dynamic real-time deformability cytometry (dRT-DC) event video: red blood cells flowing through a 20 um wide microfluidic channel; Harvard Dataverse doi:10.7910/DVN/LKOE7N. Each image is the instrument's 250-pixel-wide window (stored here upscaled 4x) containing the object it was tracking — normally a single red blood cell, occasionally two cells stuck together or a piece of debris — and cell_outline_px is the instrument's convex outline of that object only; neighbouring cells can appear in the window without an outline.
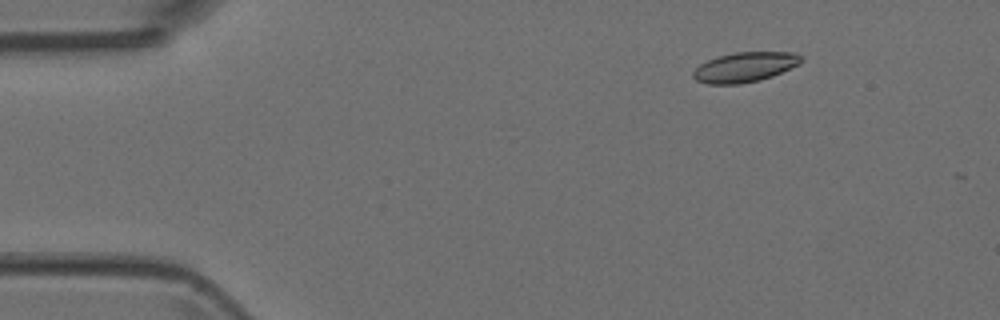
{"species": "Egyptian fruit bat (a non-hibernating species)", "species_latin": "Rousettus aegyptiacus", "temperature_condition": "room temperature", "stored_images_in_passage": 3, "camera_frame_rate_fps": 3000, "um_per_image_px": 0.085, "animal": {"sex": "female"}, "frame": {"image": 1, "passage_image": 1, "time_ms": 0.0, "image_size_px": [1000, 320], "cell_outline_px": [[800, 64], [772, 76], [760, 80], [740, 84], [708, 84], [696, 80], [692, 76], [692, 72], [700, 64], [708, 60], [720, 56], [736, 52], [792, 52], [800, 56]], "centroid_in_image_um": [63.28, 5.71], "position_along_channel_um": 21.7, "area_um2": 18.61}}